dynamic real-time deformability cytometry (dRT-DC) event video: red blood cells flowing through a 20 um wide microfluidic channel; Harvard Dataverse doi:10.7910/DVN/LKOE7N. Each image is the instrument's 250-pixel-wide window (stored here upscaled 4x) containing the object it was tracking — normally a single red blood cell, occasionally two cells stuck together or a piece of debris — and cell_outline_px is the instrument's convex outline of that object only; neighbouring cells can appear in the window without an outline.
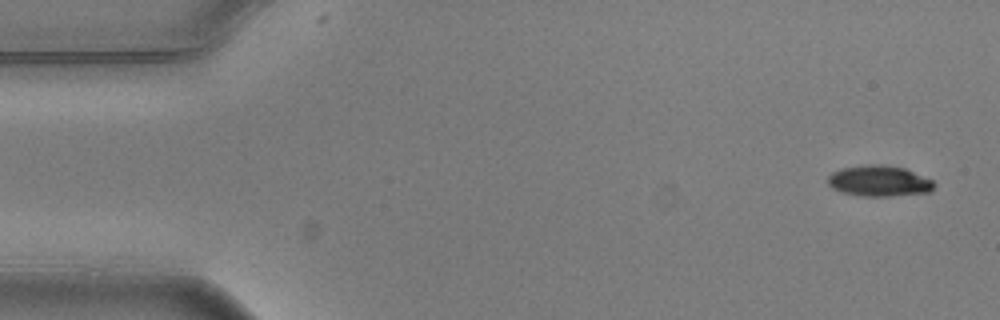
{"species": "common noctule bat (a hibernating species)", "species_latin": "Nyctalus noctula", "temperature_condition": "warm", "stored_images_in_passage": 6, "camera_frame_rate_fps": 3000, "um_per_image_px": 0.085, "animal": {"sex": "male", "body_mass_g": 20.5, "forearm_length_mm": 52.5}, "frame": {"image": 1, "passage_image": 1, "time_ms": 0.0, "image_size_px": [1000, 320], "cell_outline_px": [[936, 184], [932, 192], [892, 196], [860, 196], [840, 192], [832, 188], [828, 184], [828, 176], [832, 172], [840, 168], [868, 164], [884, 164], [904, 168], [932, 180]], "centroid_in_image_um": [74.72, 15.39], "position_along_channel_um": 10.3, "area_um2": 19.36}}